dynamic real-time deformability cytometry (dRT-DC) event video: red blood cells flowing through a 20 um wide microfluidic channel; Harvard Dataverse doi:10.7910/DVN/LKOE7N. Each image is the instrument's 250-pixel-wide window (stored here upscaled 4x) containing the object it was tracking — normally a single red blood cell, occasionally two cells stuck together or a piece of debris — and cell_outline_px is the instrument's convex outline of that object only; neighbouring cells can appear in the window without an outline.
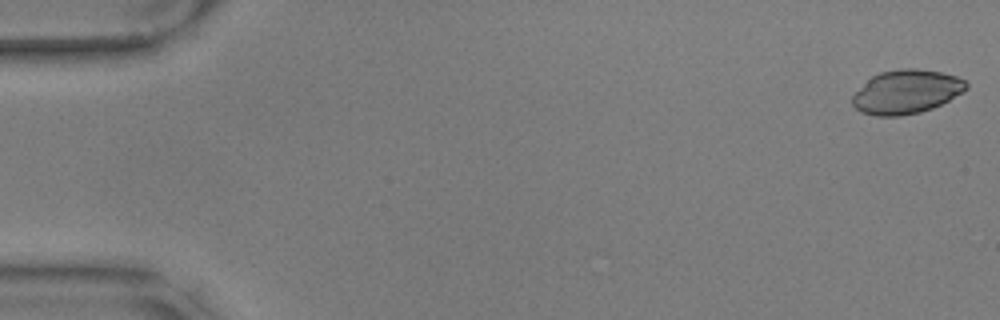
{"species": "common noctule bat (a hibernating species)", "species_latin": "Nyctalus noctula", "temperature_condition": "warm", "stored_images_in_passage": 13, "camera_frame_rate_fps": 3000, "um_per_image_px": 0.085, "animal": {"sex": "male", "body_mass_g": 17.9, "forearm_length_mm": 54.2}, "frame": {"image": 1, "passage_image": 1, "time_ms": 0.0, "image_size_px": [1000, 320], "cell_outline_px": [[968, 88], [964, 92], [932, 108], [920, 112], [900, 116], [876, 116], [860, 112], [852, 104], [852, 96], [872, 76], [880, 72], [900, 68], [916, 68], [940, 72], [956, 76], [964, 80], [968, 84]], "centroid_in_image_um": [77.04, 7.8], "position_along_channel_um": 8.0, "area_um2": 29.02}}